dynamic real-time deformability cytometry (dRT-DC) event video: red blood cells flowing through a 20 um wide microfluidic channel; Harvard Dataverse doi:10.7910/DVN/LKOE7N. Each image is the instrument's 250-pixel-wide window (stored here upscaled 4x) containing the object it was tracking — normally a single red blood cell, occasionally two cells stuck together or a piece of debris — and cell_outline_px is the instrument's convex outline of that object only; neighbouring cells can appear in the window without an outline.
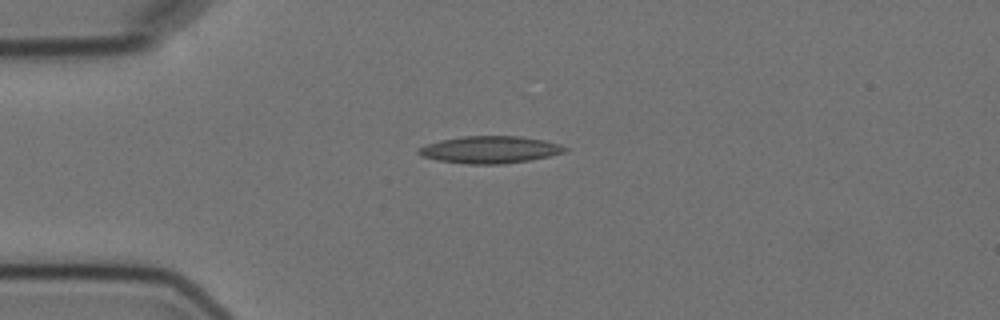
{"species": "Egyptian fruit bat (a non-hibernating species)", "species_latin": "Rousettus aegyptiacus", "temperature_condition": "cold", "stored_images_in_passage": 1, "camera_frame_rate_fps": 3000, "um_per_image_px": 0.085, "animal": {"sex": "female"}, "frame": {"image": 1, "passage_image": 1, "time_ms": 0.0, "image_size_px": [1000, 320], "cell_outline_px": [[568, 148], [564, 152], [532, 160], [500, 164], [468, 164], [436, 160], [420, 156], [416, 152], [416, 148], [440, 140], [460, 136], [520, 136], [544, 140], [560, 144]], "centroid_in_image_um": [41.6, 12.72], "position_along_channel_um": 43.4, "area_um2": 23.29}}